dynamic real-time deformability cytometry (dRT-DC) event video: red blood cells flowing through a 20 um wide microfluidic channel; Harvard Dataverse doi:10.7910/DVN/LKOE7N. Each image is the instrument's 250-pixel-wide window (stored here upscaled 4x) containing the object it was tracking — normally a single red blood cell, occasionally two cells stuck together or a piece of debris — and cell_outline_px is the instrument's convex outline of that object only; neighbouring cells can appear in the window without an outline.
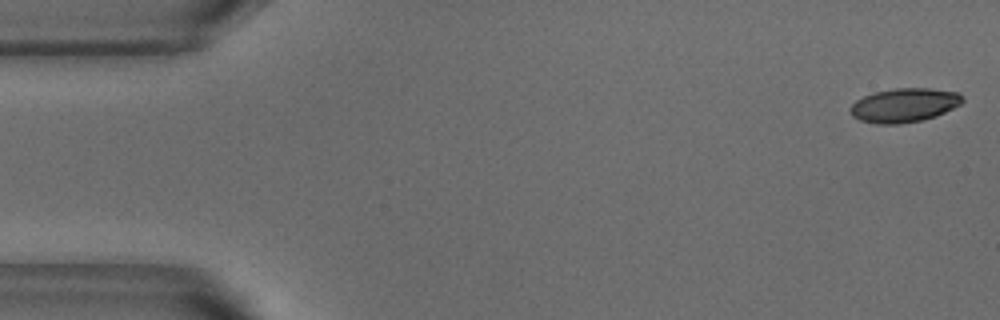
{"species": "common noctule bat (a hibernating species)", "species_latin": "Nyctalus noctula", "temperature_condition": "warm", "stored_images_in_passage": 52, "camera_frame_rate_fps": 3000, "um_per_image_px": 0.085, "animal": {"sex": "male", "body_mass_g": 18.8}, "frame": {"image": 1, "passage_image": 1, "time_ms": 0.0, "image_size_px": [1000, 320], "cell_outline_px": [[964, 100], [960, 104], [936, 116], [924, 120], [900, 124], [876, 124], [860, 120], [852, 116], [848, 108], [856, 100], [872, 92], [896, 88], [928, 88], [956, 92], [964, 96]], "centroid_in_image_um": [76.83, 8.94], "position_along_channel_um": 8.2, "area_um2": 22.37}}
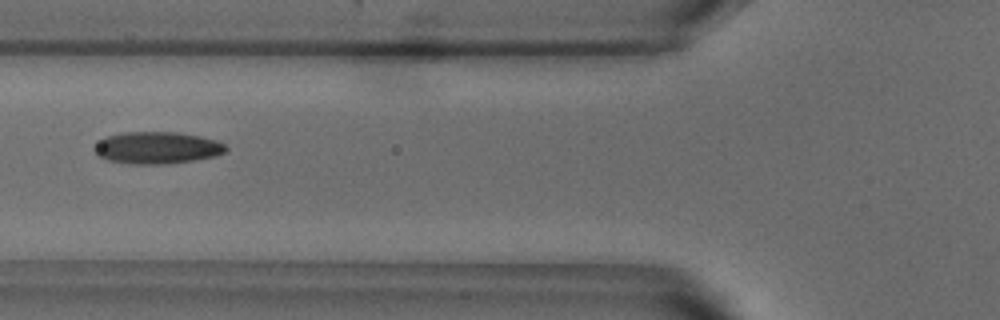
{"frame": {"image": 2, "passage_image": 19, "time_ms": 6.0, "image_size_px": [1000, 320], "cell_outline_px": [[228, 148], [224, 152], [216, 156], [192, 160], [164, 164], [128, 164], [108, 160], [96, 156], [92, 148], [104, 136], [120, 132], [176, 132], [200, 136], [216, 140], [224, 144]], "centroid_in_image_um": [13.29, 12.56], "position_along_channel_um": 112.5, "area_um2": 24.74}}
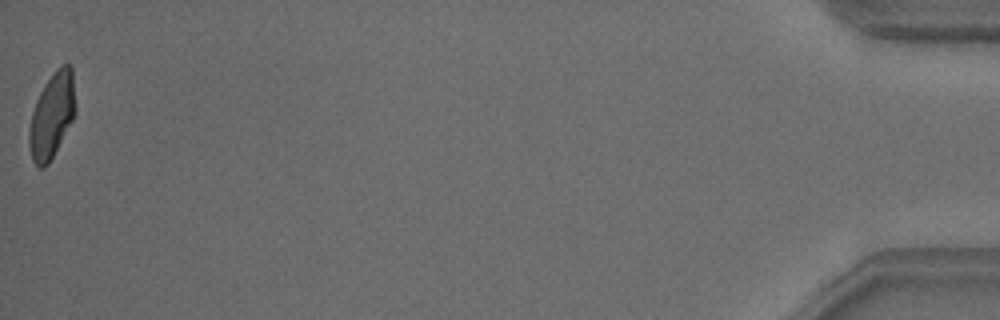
{"frame": {"image": 3, "passage_image": 52, "time_ms": 17.0, "image_size_px": [1000, 320], "cell_outline_px": [[76, 112], [72, 120], [48, 164], [44, 168], [40, 168], [32, 160], [28, 144], [28, 132], [32, 112], [36, 100], [44, 84], [56, 68], [60, 64], [68, 64], [72, 68], [76, 108]], "centroid_in_image_um": [4.4, 9.79], "position_along_channel_um": 430.8, "area_um2": 22.95}, "authors_computed_cell_mechanics": {"area_um2": 23.3223, "velocity_mm_per_s": 3.8142, "shape_relaxation_time_tau1_ms": 4.1304, "shape_relaxation_time_tau2_ms": 1.403, "deformation_change_tau1": 0.1751, "deformation_change_tau2": 0.0755}}